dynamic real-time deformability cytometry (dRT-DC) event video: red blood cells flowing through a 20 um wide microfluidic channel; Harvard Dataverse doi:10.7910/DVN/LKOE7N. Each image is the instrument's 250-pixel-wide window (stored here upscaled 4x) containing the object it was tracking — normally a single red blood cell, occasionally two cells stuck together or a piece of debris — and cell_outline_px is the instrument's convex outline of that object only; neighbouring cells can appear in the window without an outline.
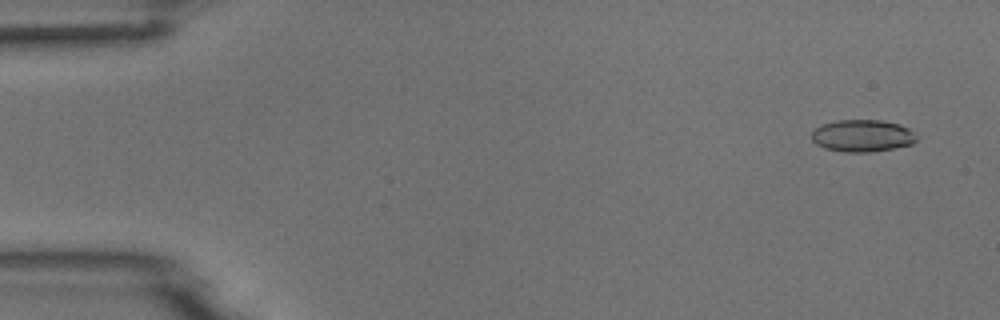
{"species": "common noctule bat (a hibernating species)", "species_latin": "Nyctalus noctula", "temperature_condition": "room temperature", "stored_images_in_passage": 53, "camera_frame_rate_fps": 3000, "um_per_image_px": 0.085, "animal": {"sex": "male", "body_mass_g": 18.8}, "frame": {"image": 1, "passage_image": 3, "time_ms": 0.667, "image_size_px": [1000, 320], "cell_outline_px": [[916, 140], [912, 144], [892, 148], [868, 152], [844, 152], [824, 148], [816, 144], [812, 140], [812, 132], [816, 128], [824, 124], [836, 120], [880, 120], [900, 124], [908, 128], [916, 136]], "centroid_in_image_um": [73.28, 11.54], "position_along_channel_um": 11.7, "area_um2": 19.48}}
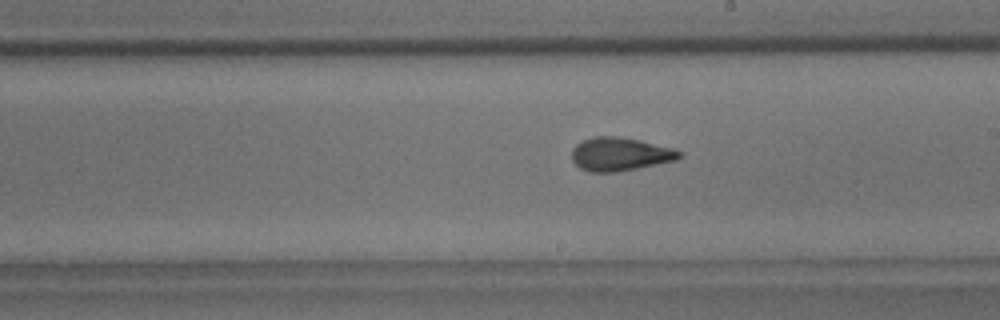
{"frame": {"image": 2, "passage_image": 30, "time_ms": 9.667, "image_size_px": [1000, 320], "cell_outline_px": [[684, 152], [676, 160], [616, 172], [588, 172], [580, 168], [572, 160], [572, 148], [576, 144], [584, 140], [596, 136], [616, 136], [640, 140], [672, 148]], "centroid_in_image_um": [52.68, 13.1], "position_along_channel_um": 236.3, "area_um2": 20.81}}
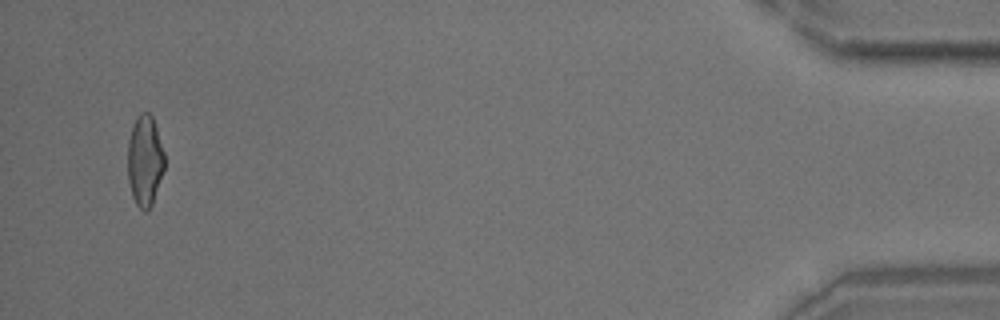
{"frame": {"image": 3, "passage_image": 51, "time_ms": 16.667, "image_size_px": [1000, 320], "cell_outline_px": [[164, 168], [152, 204], [148, 212], [144, 212], [136, 204], [132, 196], [128, 180], [128, 140], [132, 124], [136, 116], [140, 112], [148, 112], [152, 116], [164, 152]], "centroid_in_image_um": [12.29, 13.65], "position_along_channel_um": 422.9, "area_um2": 19.54}}